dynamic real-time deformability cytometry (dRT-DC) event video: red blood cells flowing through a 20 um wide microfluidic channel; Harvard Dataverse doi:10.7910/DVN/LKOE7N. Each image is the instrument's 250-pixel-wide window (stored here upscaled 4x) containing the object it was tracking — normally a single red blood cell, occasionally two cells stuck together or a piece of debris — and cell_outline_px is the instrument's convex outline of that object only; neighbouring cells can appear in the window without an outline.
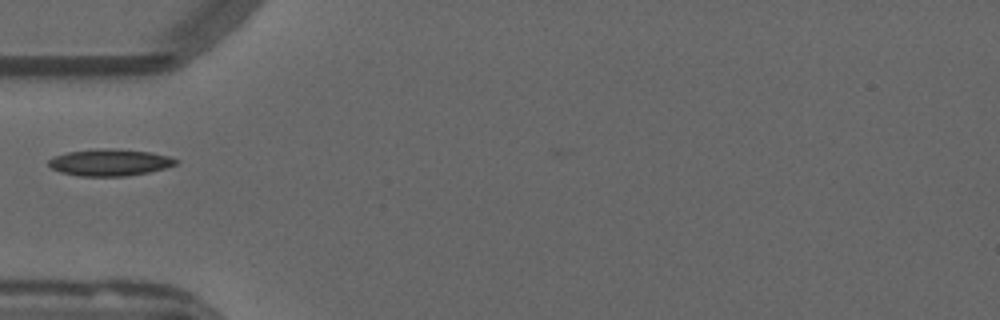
{"species": "common noctule bat (a hibernating species)", "species_latin": "Nyctalus noctula", "temperature_condition": "warm", "stored_images_in_passage": 30, "camera_frame_rate_fps": 3000, "um_per_image_px": 0.085, "animal": {"sex": "male", "forearm_length_mm": 52.5}, "frame": {"image": 1, "passage_image": 1, "time_ms": 0.0, "image_size_px": [1000, 320], "cell_outline_px": [[180, 160], [176, 164], [164, 168], [148, 172], [124, 176], [80, 176], [60, 172], [52, 168], [48, 164], [48, 160], [56, 156], [68, 152], [96, 148], [112, 148], [148, 152], [168, 156]], "centroid_in_image_um": [9.32, 13.8], "position_along_channel_um": 75.7, "area_um2": 19.71}}
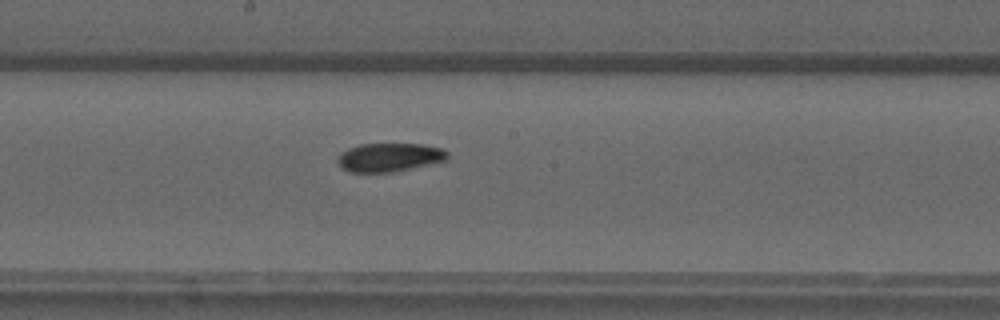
{"frame": {"image": 2, "passage_image": 12, "time_ms": 3.667, "image_size_px": [1000, 320], "cell_outline_px": [[448, 160], [396, 172], [352, 172], [344, 168], [336, 160], [336, 156], [340, 152], [348, 148], [360, 144], [424, 144], [440, 148], [448, 152]], "centroid_in_image_um": [33.11, 13.37], "position_along_channel_um": 215.1, "area_um2": 18.44}}
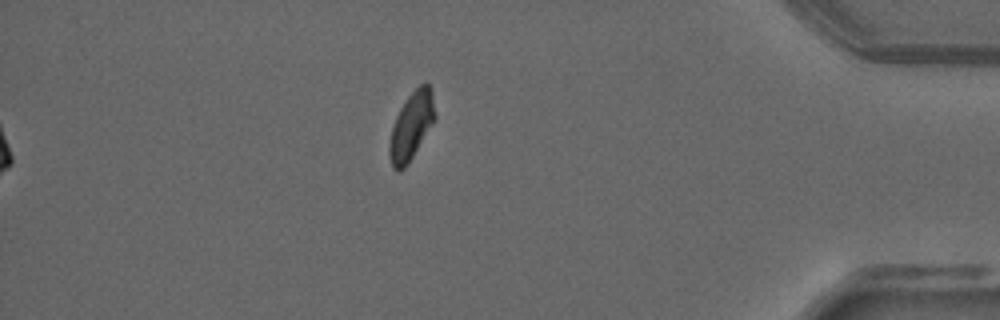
{"frame": {"image": 3, "passage_image": 30, "time_ms": 9.667, "image_size_px": [1000, 320], "cell_outline_px": [[436, 116], [432, 124], [408, 164], [400, 172], [396, 172], [392, 168], [388, 152], [388, 148], [392, 128], [396, 116], [400, 108], [408, 96], [420, 84], [428, 84], [432, 88]], "centroid_in_image_um": [34.96, 10.73], "position_along_channel_um": 400.2, "area_um2": 17.92}}